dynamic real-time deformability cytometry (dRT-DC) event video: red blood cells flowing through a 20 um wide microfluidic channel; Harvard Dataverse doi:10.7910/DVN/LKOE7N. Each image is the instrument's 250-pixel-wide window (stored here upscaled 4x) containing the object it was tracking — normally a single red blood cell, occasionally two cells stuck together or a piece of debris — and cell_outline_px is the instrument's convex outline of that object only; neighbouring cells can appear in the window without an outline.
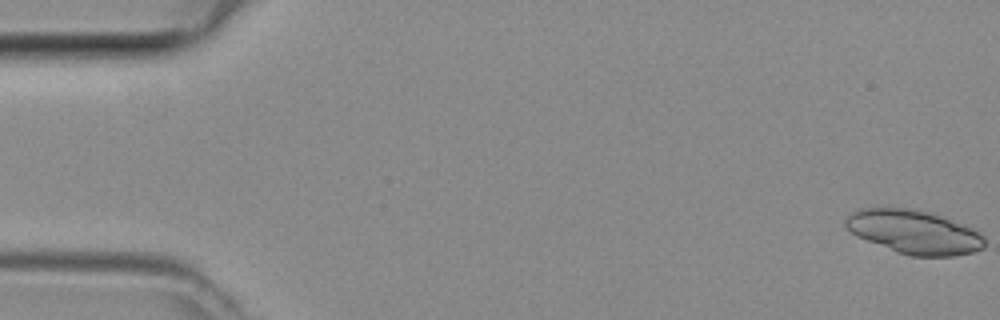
{"species": "common noctule bat (a hibernating species)", "species_latin": "Nyctalus noctula", "temperature_condition": "room temperature", "stored_images_in_passage": 8, "segment_of_instrument_passage": [1, 2], "camera_frame_rate_fps": 3000, "um_per_image_px": 0.085, "animal": {"sex": "female", "body_mass_g": 29.2, "forearm_length_mm": 56.3}, "frame": {"image": 1, "passage_image": 1, "time_ms": 0.0, "image_size_px": [1000, 320], "cell_outline_px": [[984, 248], [972, 252], [956, 256], [912, 256], [896, 252], [856, 236], [844, 224], [844, 220], [856, 208], [912, 208], [944, 216], [964, 224], [980, 232], [984, 236]], "centroid_in_image_um": [77.71, 19.71], "position_along_channel_um": 7.3, "area_um2": 35.6}}